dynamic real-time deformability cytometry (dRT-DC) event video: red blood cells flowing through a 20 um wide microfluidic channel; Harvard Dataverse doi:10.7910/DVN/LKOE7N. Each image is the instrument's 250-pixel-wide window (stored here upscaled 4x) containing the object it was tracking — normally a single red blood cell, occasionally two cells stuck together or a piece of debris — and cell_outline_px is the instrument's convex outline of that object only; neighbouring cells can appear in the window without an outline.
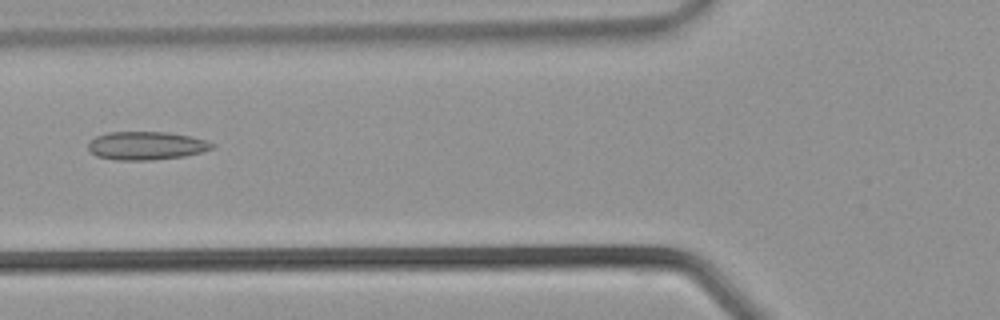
{"species": "common noctule bat (a hibernating species)", "species_latin": "Nyctalus noctula", "temperature_condition": "warm", "stored_images_in_passage": 21, "camera_frame_rate_fps": 3000, "um_per_image_px": 0.085, "animal": {"sex": "male", "body_mass_g": 21.5, "forearm_length_mm": 52.0}, "frame": {"image": 1, "passage_image": 6, "time_ms": 1.667, "image_size_px": [1000, 320], "cell_outline_px": [[216, 144], [212, 148], [200, 152], [184, 156], [152, 160], [116, 160], [96, 156], [88, 148], [88, 144], [96, 136], [108, 132], [168, 132], [192, 136]], "centroid_in_image_um": [12.43, 12.38], "position_along_channel_um": 113.4, "area_um2": 20.35}}
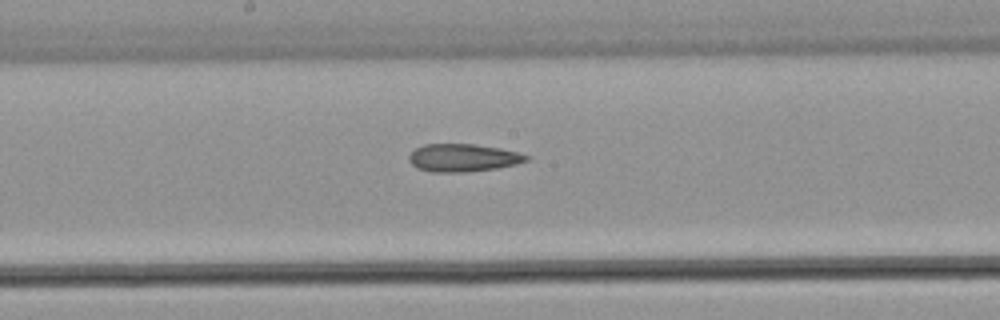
{"frame": {"image": 2, "passage_image": 11, "time_ms": 3.333, "image_size_px": [1000, 320], "cell_outline_px": [[532, 156], [528, 160], [516, 164], [496, 168], [464, 172], [432, 172], [416, 168], [408, 160], [408, 156], [416, 148], [424, 144], [476, 144], [500, 148]], "centroid_in_image_um": [39.35, 13.41], "position_along_channel_um": 208.9, "area_um2": 19.02}}
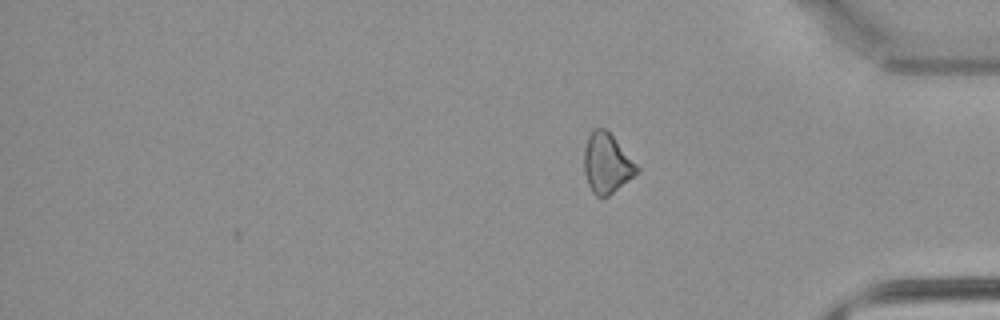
{"frame": {"image": 3, "passage_image": 21, "time_ms": 6.667, "image_size_px": [1000, 320], "cell_outline_px": [[640, 168], [632, 176], [608, 196], [596, 196], [592, 192], [588, 184], [584, 172], [584, 148], [588, 136], [596, 128], [604, 128], [612, 136]], "centroid_in_image_um": [51.54, 13.88], "position_along_channel_um": 383.7, "area_um2": 17.86}}